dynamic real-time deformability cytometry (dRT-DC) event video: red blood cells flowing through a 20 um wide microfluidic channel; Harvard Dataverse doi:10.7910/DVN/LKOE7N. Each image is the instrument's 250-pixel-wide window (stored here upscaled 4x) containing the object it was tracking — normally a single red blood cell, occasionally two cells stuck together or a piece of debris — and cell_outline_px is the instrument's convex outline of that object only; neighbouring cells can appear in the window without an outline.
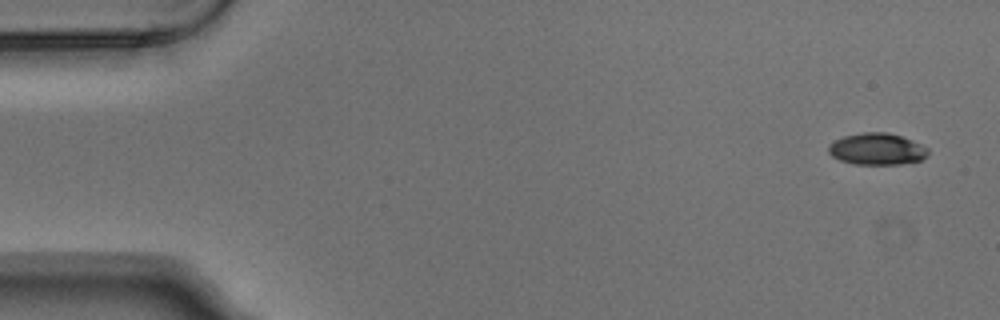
{"species": "Egyptian fruit bat (a non-hibernating species)", "species_latin": "Rousettus aegyptiacus", "temperature_condition": "warm", "stored_images_in_passage": 4, "camera_frame_rate_fps": 3000, "um_per_image_px": 0.085, "animal": {"sex": "male"}, "frame": {"image": 1, "passage_image": 1, "time_ms": 0.0, "image_size_px": [1000, 320], "cell_outline_px": [[928, 156], [920, 160], [900, 164], [856, 164], [840, 160], [832, 156], [828, 152], [828, 144], [832, 140], [844, 136], [864, 132], [888, 132], [912, 140], [928, 148]], "centroid_in_image_um": [74.52, 12.66], "position_along_channel_um": 10.5, "area_um2": 18.44}}
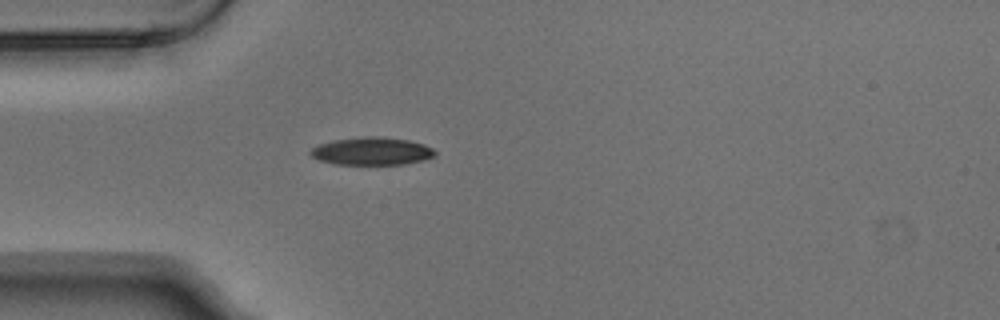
{"frame": {"image": 2, "passage_image": 4, "time_ms": 1.0, "image_size_px": [1000, 320], "cell_outline_px": [[436, 156], [424, 160], [404, 164], [336, 164], [320, 160], [312, 156], [308, 152], [312, 148], [320, 144], [332, 140], [364, 136], [380, 136], [408, 140], [424, 144], [432, 148], [436, 152]], "centroid_in_image_um": [31.62, 12.84], "position_along_channel_um": 53.4, "area_um2": 20.17}}